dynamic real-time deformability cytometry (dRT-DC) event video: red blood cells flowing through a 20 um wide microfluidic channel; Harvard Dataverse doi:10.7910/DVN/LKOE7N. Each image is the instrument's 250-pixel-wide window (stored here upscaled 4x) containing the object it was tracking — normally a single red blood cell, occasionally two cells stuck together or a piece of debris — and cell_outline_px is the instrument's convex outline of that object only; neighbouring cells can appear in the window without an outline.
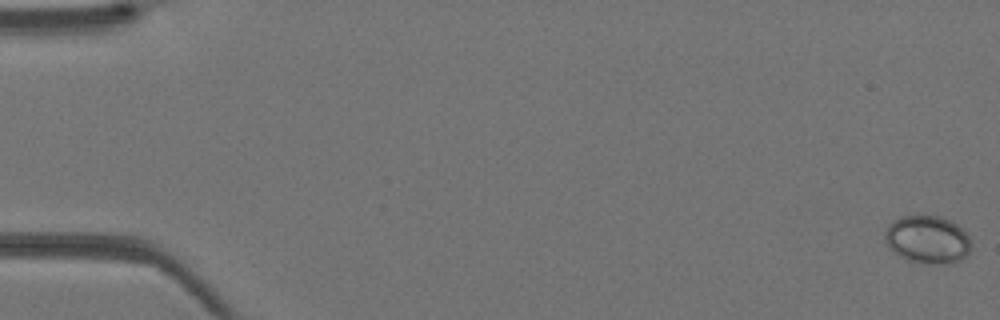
{"species": "Egyptian fruit bat (a non-hibernating species)", "species_latin": "Rousettus aegyptiacus", "temperature_condition": "warm", "stored_images_in_passage": 42, "camera_frame_rate_fps": 3000, "um_per_image_px": 0.085, "animal": {"sex": "female"}, "frame": {"image": 1, "passage_image": 1, "time_ms": 0.0, "image_size_px": [1000, 320], "cell_outline_px": [[972, 244], [968, 252], [956, 264], [924, 264], [908, 260], [892, 252], [888, 248], [884, 240], [884, 232], [888, 224], [892, 220], [900, 216], [940, 216], [952, 220], [968, 236]], "centroid_in_image_um": [78.8, 20.37], "position_along_channel_um": 6.2, "area_um2": 24.51}}
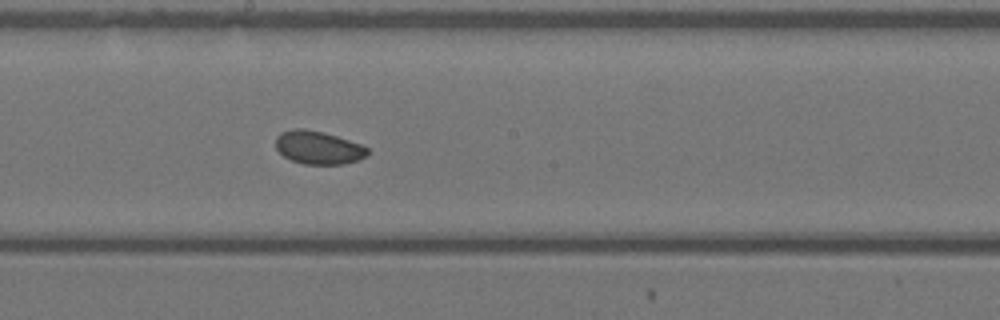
{"frame": {"image": 2, "passage_image": 24, "time_ms": 7.667, "image_size_px": [1000, 320], "cell_outline_px": [[368, 156], [344, 164], [304, 164], [292, 160], [284, 156], [276, 148], [276, 136], [280, 132], [296, 128], [304, 128], [336, 136], [360, 144], [368, 148]], "centroid_in_image_um": [27.04, 12.54], "position_along_channel_um": 221.2, "area_um2": 17.57}}
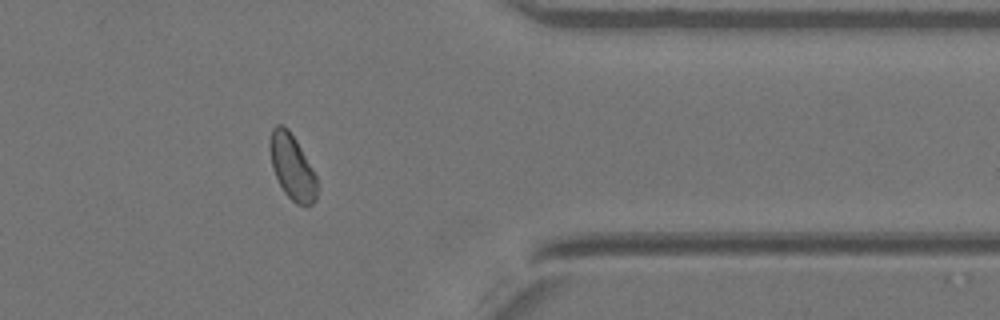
{"frame": {"image": 3, "passage_image": 35, "time_ms": 11.333, "image_size_px": [1000, 320], "cell_outline_px": [[316, 200], [312, 204], [296, 204], [284, 192], [272, 168], [268, 148], [268, 140], [272, 128], [276, 124], [284, 124], [288, 128], [296, 140], [316, 176]], "centroid_in_image_um": [24.78, 14.13], "position_along_channel_um": 386.6, "area_um2": 17.86}}